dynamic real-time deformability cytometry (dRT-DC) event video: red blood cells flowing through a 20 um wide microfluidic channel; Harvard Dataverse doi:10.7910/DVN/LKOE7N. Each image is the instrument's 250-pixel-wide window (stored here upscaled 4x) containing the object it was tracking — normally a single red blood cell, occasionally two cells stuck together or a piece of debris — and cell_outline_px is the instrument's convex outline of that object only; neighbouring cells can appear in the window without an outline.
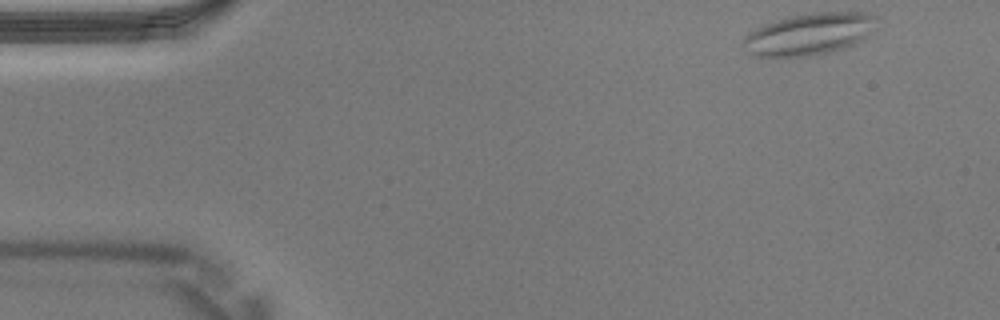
{"species": "Egyptian fruit bat (a non-hibernating species)", "species_latin": "Rousettus aegyptiacus", "temperature_condition": "warm", "stored_images_in_passage": 38, "camera_frame_rate_fps": 3000, "um_per_image_px": 0.085, "animal": {"sex": "male"}, "frame": {"image": 1, "passage_image": 1, "time_ms": 0.0, "image_size_px": [1000, 320], "cell_outline_px": [[876, 16], [864, 36], [856, 44], [844, 48], [816, 56], [756, 56], [748, 52], [744, 40], [748, 32], [756, 28], [776, 20], [788, 16], [812, 12], [868, 12]], "centroid_in_image_um": [68.75, 2.89], "position_along_channel_um": 16.3, "area_um2": 31.91}}
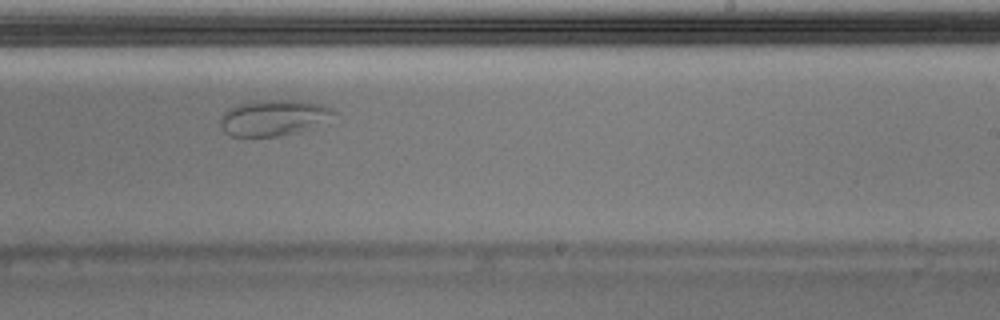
{"frame": {"image": 2, "passage_image": 22, "time_ms": 7.0, "image_size_px": [1000, 320], "cell_outline_px": [[336, 112], [300, 132], [276, 136], [232, 136], [224, 132], [220, 124], [220, 116], [228, 108], [236, 104], [264, 100], [292, 100], [320, 104], [332, 108]], "centroid_in_image_um": [23.14, 10.0], "position_along_channel_um": 265.9, "area_um2": 23.18}}
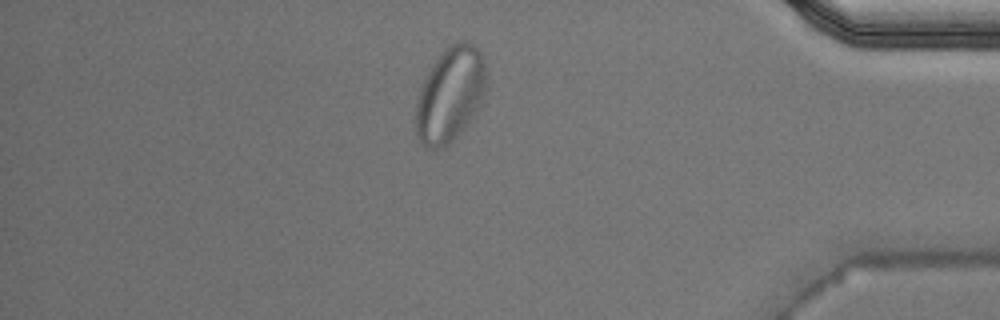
{"frame": {"image": 3, "passage_image": 32, "time_ms": 10.333, "image_size_px": [1000, 320], "cell_outline_px": [[484, 92], [480, 104], [472, 116], [460, 132], [444, 148], [428, 148], [420, 144], [416, 136], [416, 100], [420, 88], [432, 64], [452, 44], [464, 40], [472, 44], [484, 52]], "centroid_in_image_um": [38.23, 8.05], "position_along_channel_um": 397.0, "area_um2": 38.38}}